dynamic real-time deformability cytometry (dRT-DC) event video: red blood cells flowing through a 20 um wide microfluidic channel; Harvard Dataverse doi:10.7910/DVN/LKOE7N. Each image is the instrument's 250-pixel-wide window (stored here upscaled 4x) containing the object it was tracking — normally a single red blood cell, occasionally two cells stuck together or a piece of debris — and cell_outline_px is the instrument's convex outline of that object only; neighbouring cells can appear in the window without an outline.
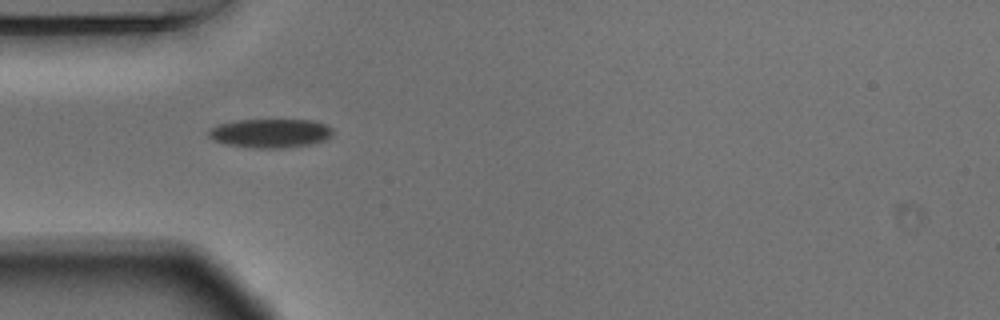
{"species": "Egyptian fruit bat (a non-hibernating species)", "species_latin": "Rousettus aegyptiacus", "temperature_condition": "warm", "stored_images_in_passage": 39, "camera_frame_rate_fps": 3000, "um_per_image_px": 0.085, "animal": {"sex": "male"}, "frame": {"image": 1, "passage_image": 1, "time_ms": 0.0, "image_size_px": [1000, 320], "cell_outline_px": [[332, 132], [324, 140], [308, 144], [280, 148], [256, 148], [224, 144], [212, 140], [208, 136], [208, 132], [212, 128], [220, 124], [236, 120], [312, 120], [324, 124], [332, 128]], "centroid_in_image_um": [22.93, 11.32], "position_along_channel_um": 62.1, "area_um2": 20.63}}
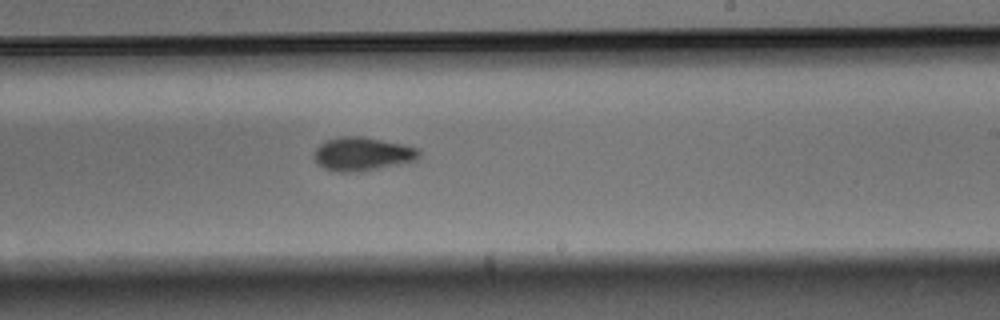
{"frame": {"image": 2, "passage_image": 17, "time_ms": 5.333, "image_size_px": [1000, 320], "cell_outline_px": [[420, 156], [416, 160], [376, 168], [348, 172], [340, 172], [324, 168], [316, 160], [316, 148], [324, 140], [340, 136], [364, 136], [404, 144], [420, 148]], "centroid_in_image_um": [30.83, 13.05], "position_along_channel_um": 258.2, "area_um2": 20.23}}
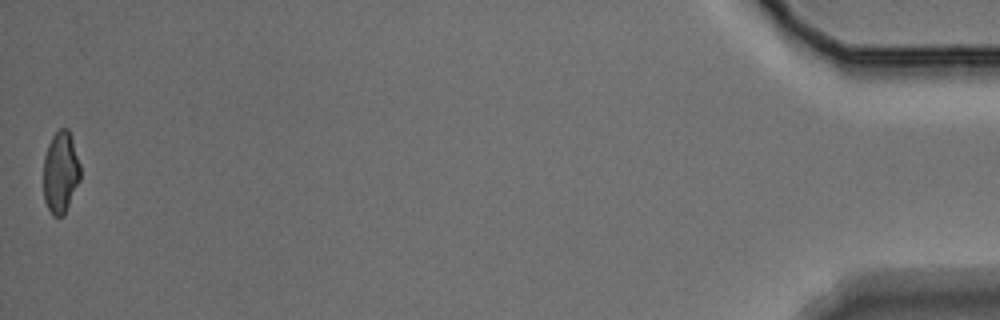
{"frame": {"image": 3, "passage_image": 39, "time_ms": 12.667, "image_size_px": [1000, 320], "cell_outline_px": [[80, 180], [64, 216], [52, 216], [44, 200], [44, 156], [48, 144], [52, 136], [60, 128], [68, 128], [80, 164]], "centroid_in_image_um": [5.15, 14.66], "position_along_channel_um": 430.1, "area_um2": 17.57}, "authors_computed_cell_mechanics": {"area_um2": 19.5942, "velocity_mm_per_s": 3.6817, "shape_relaxation_time_tau1_ms": 4.08, "shape_relaxation_time_tau2_ms": 6.3152, "deformation_change_tau1": 0.1196, "deformation_change_tau2": 0.1146}}